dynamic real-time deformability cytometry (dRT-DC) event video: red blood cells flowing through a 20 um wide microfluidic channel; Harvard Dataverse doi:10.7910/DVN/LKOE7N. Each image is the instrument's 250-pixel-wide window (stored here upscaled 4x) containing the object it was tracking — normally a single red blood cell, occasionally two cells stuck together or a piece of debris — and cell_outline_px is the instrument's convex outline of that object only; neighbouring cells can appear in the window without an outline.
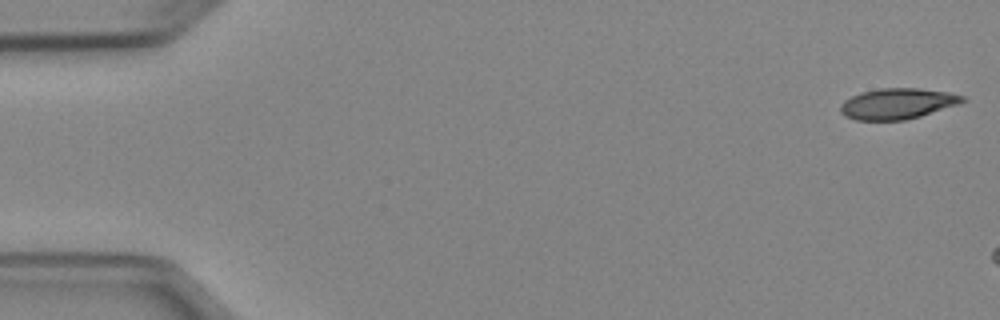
{"species": "Egyptian fruit bat (a non-hibernating species)", "species_latin": "Rousettus aegyptiacus", "temperature_condition": "cold", "stored_images_in_passage": 7, "camera_frame_rate_fps": 3000, "um_per_image_px": 0.085, "animal": {"sex": "female"}, "frame": {"image": 1, "passage_image": 1, "time_ms": 0.0, "image_size_px": [1000, 320], "cell_outline_px": [[968, 100], [960, 104], [920, 116], [904, 120], [856, 120], [844, 116], [840, 112], [840, 104], [844, 100], [860, 92], [880, 88], [920, 88], [948, 92], [964, 96]], "centroid_in_image_um": [76.29, 8.81], "position_along_channel_um": 8.7, "area_um2": 22.08}}